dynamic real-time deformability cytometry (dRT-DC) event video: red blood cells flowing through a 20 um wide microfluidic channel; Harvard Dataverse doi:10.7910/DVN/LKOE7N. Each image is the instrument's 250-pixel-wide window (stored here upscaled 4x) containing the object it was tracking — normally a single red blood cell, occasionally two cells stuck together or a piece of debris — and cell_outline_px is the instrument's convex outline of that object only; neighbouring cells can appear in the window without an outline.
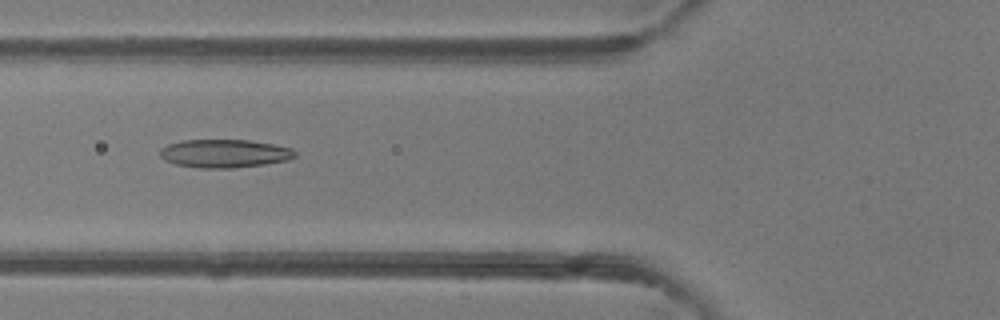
{"species": "common noctule bat (a hibernating species)", "species_latin": "Nyctalus noctula", "temperature_condition": "room temperature", "stored_images_in_passage": 2, "camera_frame_rate_fps": 3000, "um_per_image_px": 0.085, "animal": {"sex": "female"}, "frame": {"image": 1, "passage_image": 2, "time_ms": 1.0, "image_size_px": [1000, 320], "cell_outline_px": [[296, 156], [288, 160], [264, 164], [232, 168], [200, 168], [176, 164], [164, 160], [160, 156], [160, 148], [168, 144], [184, 140], [252, 140], [292, 148], [296, 152]], "centroid_in_image_um": [19.08, 13.04], "position_along_channel_um": 106.7, "area_um2": 22.25}}